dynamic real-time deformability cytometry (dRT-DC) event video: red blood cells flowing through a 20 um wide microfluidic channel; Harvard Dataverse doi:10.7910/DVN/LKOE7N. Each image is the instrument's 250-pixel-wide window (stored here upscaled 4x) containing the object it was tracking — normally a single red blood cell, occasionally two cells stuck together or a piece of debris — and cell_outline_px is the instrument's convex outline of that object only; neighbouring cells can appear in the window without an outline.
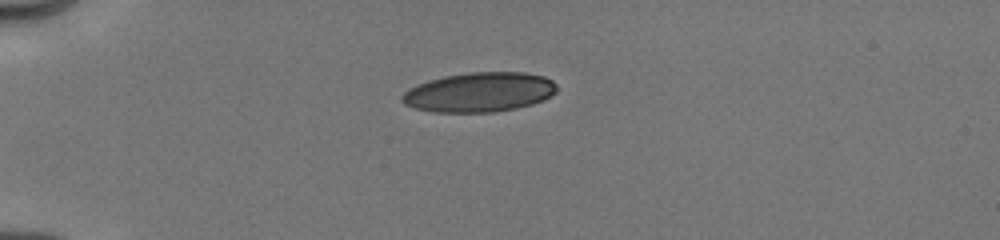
{"species": "human", "species_latin": "Homo sapiens", "temperature_condition": "cold", "stored_images_in_passage": 17, "camera_frame_rate_fps": 3000, "um_per_image_px": 0.085, "donor": {"sex": "male"}, "frame": {"image": 1, "passage_image": 1, "time_ms": 0.0, "image_size_px": [1000, 240], "cell_outline_px": [[556, 92], [544, 100], [532, 104], [516, 108], [496, 112], [436, 112], [416, 108], [404, 104], [400, 100], [400, 96], [408, 88], [428, 80], [444, 76], [468, 72], [524, 72], [544, 76], [552, 80], [556, 84]], "centroid_in_image_um": [40.74, 7.83], "position_along_channel_um": 44.3, "area_um2": 35.89}}
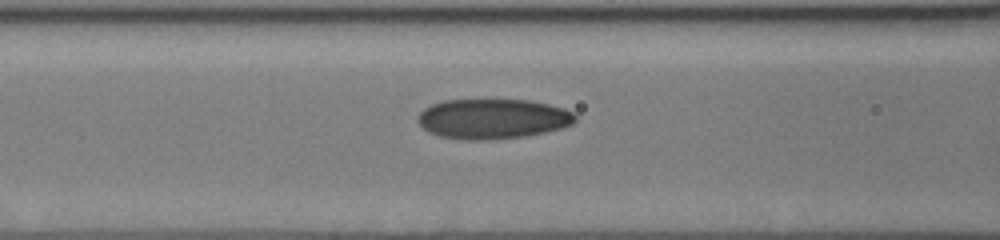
{"frame": {"image": 2, "passage_image": 13, "time_ms": 3.0, "image_size_px": [1000, 240], "cell_outline_px": [[576, 120], [572, 124], [560, 128], [544, 132], [524, 136], [484, 140], [464, 140], [440, 136], [428, 132], [416, 120], [416, 116], [424, 108], [432, 104], [444, 100], [528, 100], [548, 104], [564, 108], [572, 112], [576, 116]], "centroid_in_image_um": [41.85, 10.1], "position_along_channel_um": 124.8, "area_um2": 36.65}}
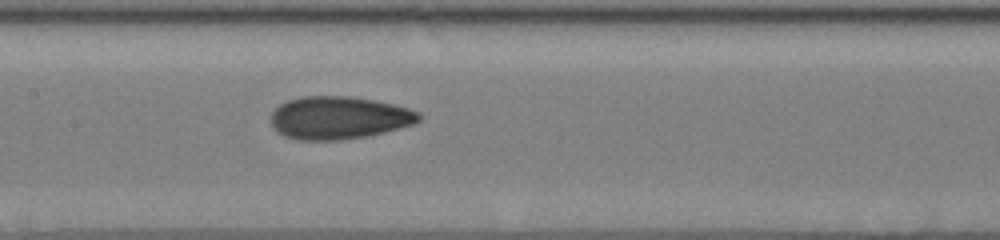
{"frame": {"image": 3, "passage_image": 17, "time_ms": 4.333, "image_size_px": [1000, 240], "cell_outline_px": [[420, 120], [412, 124], [400, 128], [368, 136], [344, 140], [296, 140], [284, 136], [276, 132], [272, 124], [272, 112], [280, 104], [288, 100], [300, 96], [352, 96], [376, 100], [408, 108], [420, 112]], "centroid_in_image_um": [28.79, 10.01], "position_along_channel_um": 178.6, "area_um2": 37.11}}